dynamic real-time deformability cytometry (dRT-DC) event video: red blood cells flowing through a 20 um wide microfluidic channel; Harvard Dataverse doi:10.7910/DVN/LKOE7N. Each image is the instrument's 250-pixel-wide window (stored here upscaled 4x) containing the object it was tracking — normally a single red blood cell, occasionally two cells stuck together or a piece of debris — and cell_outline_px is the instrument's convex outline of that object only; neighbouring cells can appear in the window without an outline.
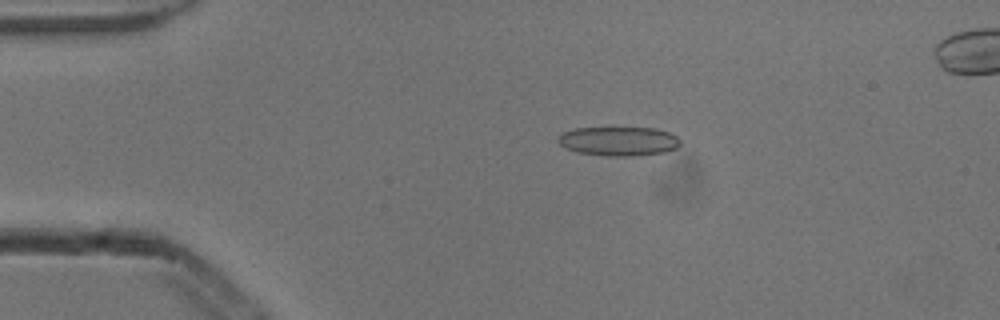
{"species": "common noctule bat (a hibernating species)", "species_latin": "Nyctalus noctula", "temperature_condition": "cold", "stored_images_in_passage": 6, "camera_frame_rate_fps": 3000, "um_per_image_px": 0.085, "animal": {"sex": "male", "body_mass_g": 13.3}, "frame": {"image": 1, "passage_image": 3, "time_ms": 0.667, "image_size_px": [1000, 320], "cell_outline_px": [[680, 144], [676, 148], [664, 152], [640, 156], [608, 156], [576, 152], [560, 144], [556, 140], [564, 132], [576, 128], [656, 128], [668, 132], [676, 136], [680, 140]], "centroid_in_image_um": [52.61, 12.01], "position_along_channel_um": 32.4, "area_um2": 20.69}}
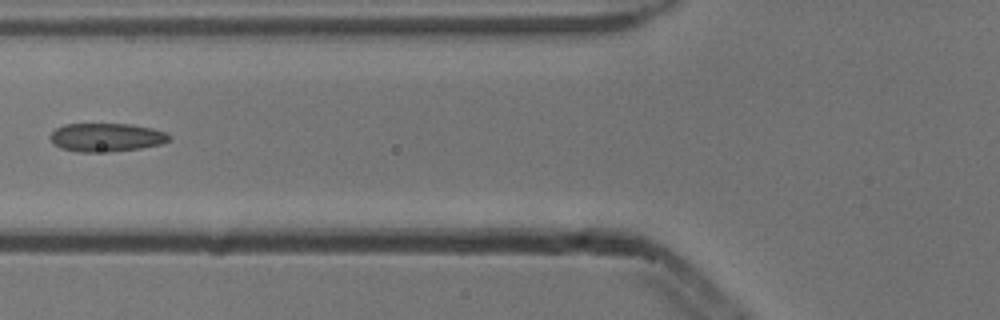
{"frame": {"image": 2, "passage_image": 6, "time_ms": 1.667, "image_size_px": [1000, 320], "cell_outline_px": [[172, 136], [168, 140], [160, 144], [140, 148], [108, 152], [76, 152], [60, 148], [52, 144], [48, 136], [56, 128], [64, 124], [132, 124], [152, 128], [164, 132]], "centroid_in_image_um": [8.98, 11.68], "position_along_channel_um": 116.8, "area_um2": 19.88}}